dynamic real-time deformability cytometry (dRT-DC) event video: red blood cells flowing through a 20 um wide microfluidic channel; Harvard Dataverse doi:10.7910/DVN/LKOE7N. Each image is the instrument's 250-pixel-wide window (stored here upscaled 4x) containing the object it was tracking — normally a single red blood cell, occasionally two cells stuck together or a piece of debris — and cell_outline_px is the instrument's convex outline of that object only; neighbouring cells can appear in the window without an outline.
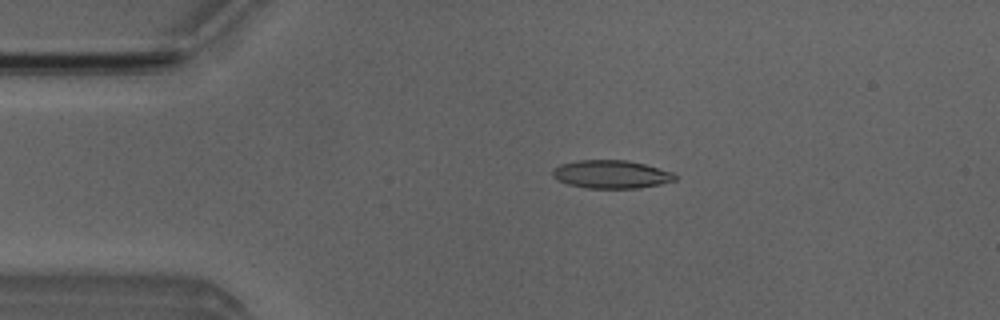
{"species": "Egyptian fruit bat (a non-hibernating species)", "species_latin": "Rousettus aegyptiacus", "temperature_condition": "room temperature", "stored_images_in_passage": 4, "camera_frame_rate_fps": 3000, "um_per_image_px": 0.085, "animal": {"sex": "male"}, "frame": {"image": 1, "passage_image": 3, "time_ms": 2.333, "image_size_px": [1000, 320], "cell_outline_px": [[676, 180], [660, 184], [640, 188], [584, 188], [568, 184], [556, 180], [552, 176], [552, 168], [560, 164], [576, 160], [628, 160], [644, 164], [672, 172], [676, 176]], "centroid_in_image_um": [51.9, 14.81], "position_along_channel_um": 33.1, "area_um2": 20.23}}